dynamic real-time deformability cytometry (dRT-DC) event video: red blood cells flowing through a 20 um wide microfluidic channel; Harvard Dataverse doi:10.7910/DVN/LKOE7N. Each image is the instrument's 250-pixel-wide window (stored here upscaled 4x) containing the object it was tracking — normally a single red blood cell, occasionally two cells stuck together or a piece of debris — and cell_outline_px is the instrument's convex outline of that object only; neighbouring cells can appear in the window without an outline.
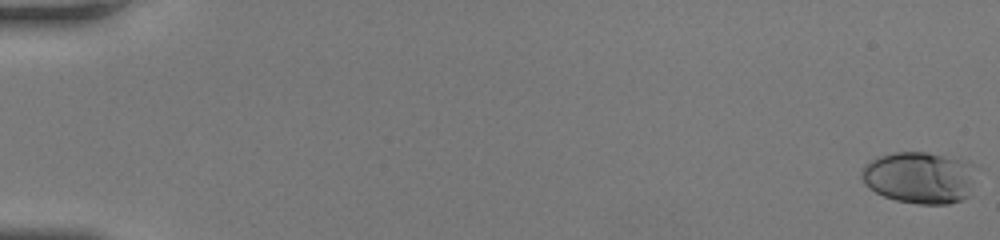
{"species": "human", "species_latin": "Homo sapiens", "temperature_condition": "room temperature", "stored_images_in_passage": 51, "camera_frame_rate_fps": 3000, "um_per_image_px": 0.085, "donor": {"sex": "female"}, "frame": {"image": 1, "passage_image": 1, "time_ms": 0.0, "image_size_px": [1000, 240], "cell_outline_px": [[968, 196], [960, 200], [948, 204], [920, 204], [896, 200], [884, 196], [876, 192], [864, 184], [860, 176], [860, 172], [864, 164], [880, 156], [896, 152], [924, 152], [956, 160], [964, 164]], "centroid_in_image_um": [77.9, 15.12], "position_along_channel_um": 7.1, "area_um2": 32.6}}
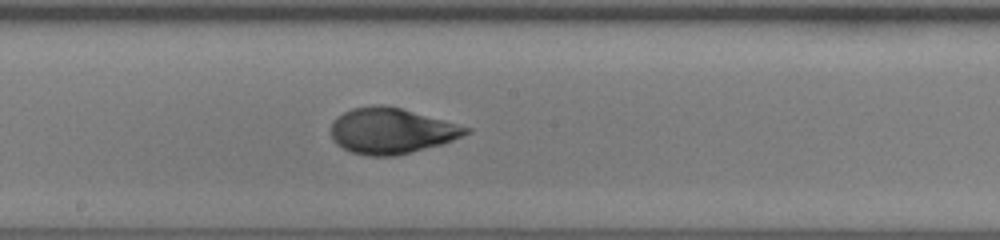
{"frame": {"image": 2, "passage_image": 30, "time_ms": 9.667, "image_size_px": [1000, 240], "cell_outline_px": [[472, 132], [444, 144], [412, 152], [392, 156], [368, 156], [352, 152], [336, 144], [332, 136], [332, 120], [336, 116], [352, 108], [372, 104], [384, 104], [400, 108], [472, 128]], "centroid_in_image_um": [33.27, 11.12], "position_along_channel_um": 214.9, "area_um2": 36.07}}
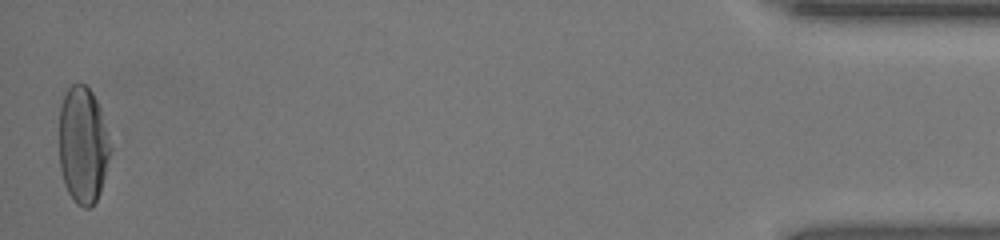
{"frame": {"image": 3, "passage_image": 51, "time_ms": 16.667, "image_size_px": [1000, 240], "cell_outline_px": [[112, 148], [100, 192], [96, 200], [88, 208], [84, 208], [76, 204], [68, 192], [64, 184], [60, 168], [60, 104], [64, 92], [72, 84], [84, 84], [92, 92], [100, 108]], "centroid_in_image_um": [7.05, 12.33], "position_along_channel_um": 428.2, "area_um2": 34.91}, "authors_computed_cell_mechanics": {"area_um2": 34.6222, "velocity_mm_per_s": 4.2818, "shape_relaxation_time_tau1_ms": 5.025, "shape_relaxation_time_tau2_ms": 0.6464, "deformation_change_tau1": 0.2279, "deformation_change_tau2": 0.0538}}